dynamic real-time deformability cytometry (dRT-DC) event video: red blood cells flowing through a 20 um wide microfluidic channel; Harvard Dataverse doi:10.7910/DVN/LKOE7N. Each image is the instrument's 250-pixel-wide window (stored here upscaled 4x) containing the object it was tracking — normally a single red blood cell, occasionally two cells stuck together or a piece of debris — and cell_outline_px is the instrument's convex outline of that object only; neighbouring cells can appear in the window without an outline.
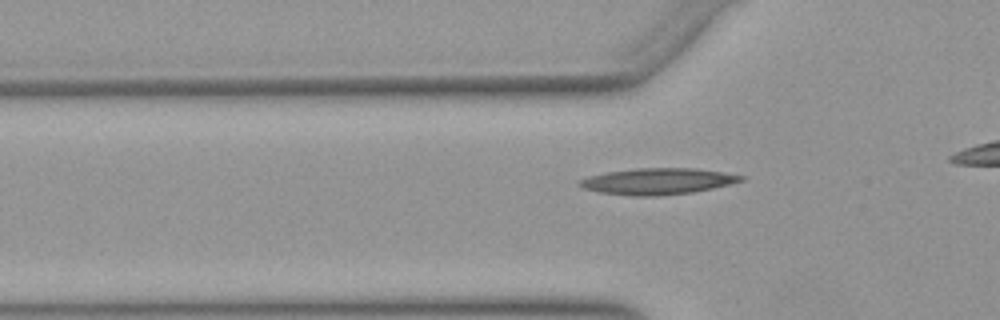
{"species": "Egyptian fruit bat (a non-hibernating species)", "species_latin": "Rousettus aegyptiacus", "temperature_condition": "warm", "stored_images_in_passage": 34, "camera_frame_rate_fps": 3000, "um_per_image_px": 0.085, "animal": {"sex": "female"}, "frame": {"image": 1, "passage_image": 8, "time_ms": 2.333, "image_size_px": [1000, 320], "cell_outline_px": [[744, 180], [712, 188], [692, 192], [656, 196], [632, 196], [600, 192], [584, 188], [576, 184], [580, 180], [588, 176], [608, 172], [636, 168], [696, 168], [744, 176]], "centroid_in_image_um": [55.86, 15.41], "position_along_channel_um": 69.9, "area_um2": 24.45}}
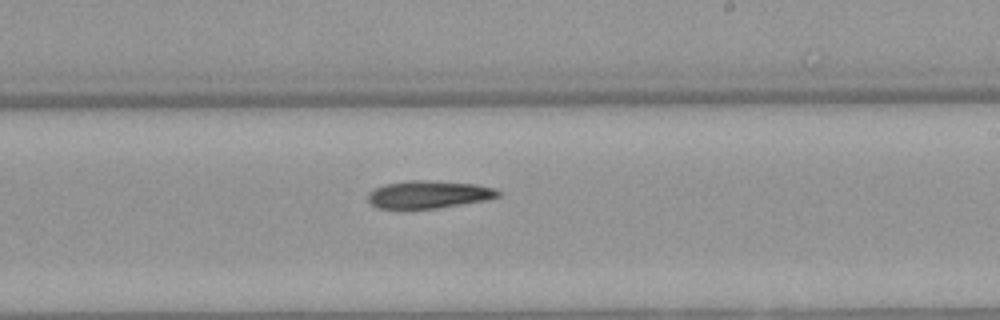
{"frame": {"image": 2, "passage_image": 22, "time_ms": 7.0, "image_size_px": [1000, 320], "cell_outline_px": [[500, 196], [484, 200], [436, 208], [404, 212], [376, 208], [368, 200], [368, 192], [384, 184], [408, 180], [416, 180], [476, 184], [496, 188], [500, 192]], "centroid_in_image_um": [36.34, 16.57], "position_along_channel_um": 252.7, "area_um2": 21.5}}
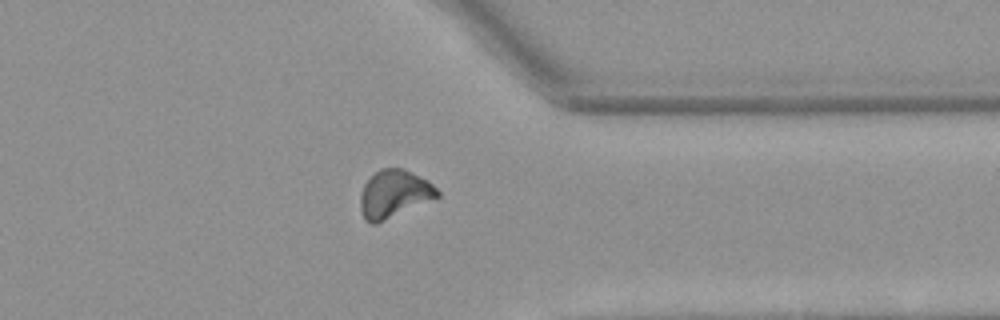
{"frame": {"image": 3, "passage_image": 32, "time_ms": 10.333, "image_size_px": [1000, 320], "cell_outline_px": [[440, 196], [376, 224], [372, 224], [364, 220], [360, 208], [360, 196], [364, 184], [380, 168], [404, 168], [428, 180], [440, 192]], "centroid_in_image_um": [33.49, 16.48], "position_along_channel_um": 377.9, "area_um2": 21.33}}